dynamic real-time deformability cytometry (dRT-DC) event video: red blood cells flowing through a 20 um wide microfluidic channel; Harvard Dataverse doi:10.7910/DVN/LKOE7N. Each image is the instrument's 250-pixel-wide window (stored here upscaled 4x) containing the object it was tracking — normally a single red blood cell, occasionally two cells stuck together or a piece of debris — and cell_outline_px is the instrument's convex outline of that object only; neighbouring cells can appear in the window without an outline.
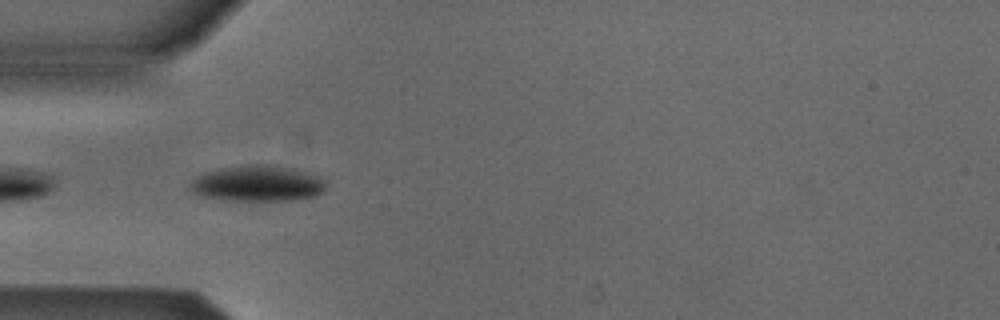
{"species": "Egyptian fruit bat (a non-hibernating species)", "species_latin": "Rousettus aegyptiacus", "temperature_condition": "cold", "stored_images_in_passage": 6, "camera_frame_rate_fps": 3000, "um_per_image_px": 0.085, "animal": {"sex": "male"}, "frame": {"image": 1, "passage_image": 5, "time_ms": 1.333, "image_size_px": [1000, 320], "cell_outline_px": [[328, 184], [316, 196], [292, 200], [224, 200], [204, 196], [192, 192], [188, 188], [188, 184], [196, 176], [204, 172], [220, 168], [244, 164], [272, 164], [308, 172], [324, 176]], "centroid_in_image_um": [21.9, 15.57], "position_along_channel_um": 63.1, "area_um2": 28.9}}